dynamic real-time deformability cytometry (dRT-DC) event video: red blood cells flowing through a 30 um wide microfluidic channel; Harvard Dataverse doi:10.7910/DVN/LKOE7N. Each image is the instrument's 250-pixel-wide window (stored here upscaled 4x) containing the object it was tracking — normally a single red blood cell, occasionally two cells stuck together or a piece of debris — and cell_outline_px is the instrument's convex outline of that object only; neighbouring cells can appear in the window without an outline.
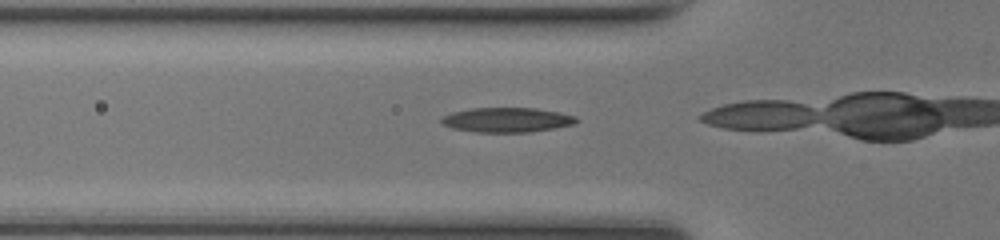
{"species": "common noctule bat (a hibernating species)", "species_latin": "Nyctalus noctula", "temperature_condition": "room temperature", "stored_images_in_passage": 16, "camera_frame_rate_fps": 3000, "um_per_image_px": 0.085, "animal": {"sex": "female", "body_mass_g": 17.0, "forearm_length_mm": 48.0}, "frame": {"image": 1, "passage_image": 12, "time_ms": 3.667, "image_size_px": [1000, 240], "cell_outline_px": [[580, 120], [572, 124], [532, 132], [476, 132], [452, 128], [440, 124], [440, 120], [444, 116], [452, 112], [472, 108], [536, 108], [560, 112], [576, 116]], "centroid_in_image_um": [43.08, 10.19], "position_along_channel_um": 82.7, "area_um2": 19.42}}